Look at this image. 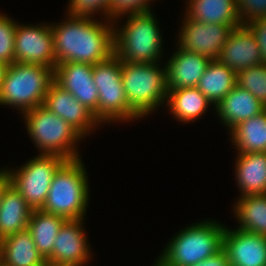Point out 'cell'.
<instances>
[{"label": "cell", "instance_id": "6da1fadb", "mask_svg": "<svg viewBox=\"0 0 266 266\" xmlns=\"http://www.w3.org/2000/svg\"><path fill=\"white\" fill-rule=\"evenodd\" d=\"M66 16L60 23H51L56 65L64 62L95 65L114 54L113 21Z\"/></svg>", "mask_w": 266, "mask_h": 266}, {"label": "cell", "instance_id": "7a4b0ae2", "mask_svg": "<svg viewBox=\"0 0 266 266\" xmlns=\"http://www.w3.org/2000/svg\"><path fill=\"white\" fill-rule=\"evenodd\" d=\"M154 12L126 14L127 21L120 27L114 24V54L130 63H155L164 51V40ZM163 52V53H162Z\"/></svg>", "mask_w": 266, "mask_h": 266}, {"label": "cell", "instance_id": "3957f363", "mask_svg": "<svg viewBox=\"0 0 266 266\" xmlns=\"http://www.w3.org/2000/svg\"><path fill=\"white\" fill-rule=\"evenodd\" d=\"M88 180L82 158L66 160L54 173L41 210L66 219H85L90 199Z\"/></svg>", "mask_w": 266, "mask_h": 266}, {"label": "cell", "instance_id": "277c9868", "mask_svg": "<svg viewBox=\"0 0 266 266\" xmlns=\"http://www.w3.org/2000/svg\"><path fill=\"white\" fill-rule=\"evenodd\" d=\"M202 221L178 231L159 257L170 266H193L221 252L225 224L212 219Z\"/></svg>", "mask_w": 266, "mask_h": 266}, {"label": "cell", "instance_id": "5b68a950", "mask_svg": "<svg viewBox=\"0 0 266 266\" xmlns=\"http://www.w3.org/2000/svg\"><path fill=\"white\" fill-rule=\"evenodd\" d=\"M54 79V67L14 62L7 67L1 84L0 105L21 114L43 105Z\"/></svg>", "mask_w": 266, "mask_h": 266}, {"label": "cell", "instance_id": "8992f818", "mask_svg": "<svg viewBox=\"0 0 266 266\" xmlns=\"http://www.w3.org/2000/svg\"><path fill=\"white\" fill-rule=\"evenodd\" d=\"M22 116L39 154L58 155L66 160L80 159L77 146L83 137L61 117L43 105L24 112Z\"/></svg>", "mask_w": 266, "mask_h": 266}, {"label": "cell", "instance_id": "52a82bcc", "mask_svg": "<svg viewBox=\"0 0 266 266\" xmlns=\"http://www.w3.org/2000/svg\"><path fill=\"white\" fill-rule=\"evenodd\" d=\"M155 63H130L121 60L122 85L128 105L144 119L160 105H166L165 66Z\"/></svg>", "mask_w": 266, "mask_h": 266}, {"label": "cell", "instance_id": "ba28073f", "mask_svg": "<svg viewBox=\"0 0 266 266\" xmlns=\"http://www.w3.org/2000/svg\"><path fill=\"white\" fill-rule=\"evenodd\" d=\"M66 161L58 155L37 154L22 167L5 168L10 182L32 209H41L46 201L54 173Z\"/></svg>", "mask_w": 266, "mask_h": 266}, {"label": "cell", "instance_id": "9c48e42d", "mask_svg": "<svg viewBox=\"0 0 266 266\" xmlns=\"http://www.w3.org/2000/svg\"><path fill=\"white\" fill-rule=\"evenodd\" d=\"M14 55L16 63L55 68L56 57L51 24L24 25L17 22Z\"/></svg>", "mask_w": 266, "mask_h": 266}, {"label": "cell", "instance_id": "30bf717a", "mask_svg": "<svg viewBox=\"0 0 266 266\" xmlns=\"http://www.w3.org/2000/svg\"><path fill=\"white\" fill-rule=\"evenodd\" d=\"M181 29L177 37L181 49L204 55L211 60H217L221 47L227 41L229 33L233 30L230 25L207 24L189 19L183 14Z\"/></svg>", "mask_w": 266, "mask_h": 266}, {"label": "cell", "instance_id": "8fae6325", "mask_svg": "<svg viewBox=\"0 0 266 266\" xmlns=\"http://www.w3.org/2000/svg\"><path fill=\"white\" fill-rule=\"evenodd\" d=\"M85 219H67L57 234L52 254L46 259L49 266H86L92 251L84 232Z\"/></svg>", "mask_w": 266, "mask_h": 266}, {"label": "cell", "instance_id": "7c38bea8", "mask_svg": "<svg viewBox=\"0 0 266 266\" xmlns=\"http://www.w3.org/2000/svg\"><path fill=\"white\" fill-rule=\"evenodd\" d=\"M43 106L55 115L61 117L72 126L83 138L89 136L100 121L94 113L82 105L70 92L64 90L55 81L46 93Z\"/></svg>", "mask_w": 266, "mask_h": 266}, {"label": "cell", "instance_id": "4fadbf2b", "mask_svg": "<svg viewBox=\"0 0 266 266\" xmlns=\"http://www.w3.org/2000/svg\"><path fill=\"white\" fill-rule=\"evenodd\" d=\"M54 81L70 92L98 119V89L93 81V65L79 62L58 63L54 68Z\"/></svg>", "mask_w": 266, "mask_h": 266}, {"label": "cell", "instance_id": "5bb4252c", "mask_svg": "<svg viewBox=\"0 0 266 266\" xmlns=\"http://www.w3.org/2000/svg\"><path fill=\"white\" fill-rule=\"evenodd\" d=\"M217 60L236 73L264 63L255 34L247 25L233 28Z\"/></svg>", "mask_w": 266, "mask_h": 266}, {"label": "cell", "instance_id": "9a60e30c", "mask_svg": "<svg viewBox=\"0 0 266 266\" xmlns=\"http://www.w3.org/2000/svg\"><path fill=\"white\" fill-rule=\"evenodd\" d=\"M223 250L230 266H266V236L225 226Z\"/></svg>", "mask_w": 266, "mask_h": 266}, {"label": "cell", "instance_id": "2e32d148", "mask_svg": "<svg viewBox=\"0 0 266 266\" xmlns=\"http://www.w3.org/2000/svg\"><path fill=\"white\" fill-rule=\"evenodd\" d=\"M177 47L164 64L167 90L196 87L211 59Z\"/></svg>", "mask_w": 266, "mask_h": 266}, {"label": "cell", "instance_id": "e0dca14e", "mask_svg": "<svg viewBox=\"0 0 266 266\" xmlns=\"http://www.w3.org/2000/svg\"><path fill=\"white\" fill-rule=\"evenodd\" d=\"M214 109L230 132L240 122L263 112L266 106L249 91L236 85Z\"/></svg>", "mask_w": 266, "mask_h": 266}, {"label": "cell", "instance_id": "ac0fdd59", "mask_svg": "<svg viewBox=\"0 0 266 266\" xmlns=\"http://www.w3.org/2000/svg\"><path fill=\"white\" fill-rule=\"evenodd\" d=\"M235 180L240 196L266 194V152L237 154Z\"/></svg>", "mask_w": 266, "mask_h": 266}, {"label": "cell", "instance_id": "d6986e66", "mask_svg": "<svg viewBox=\"0 0 266 266\" xmlns=\"http://www.w3.org/2000/svg\"><path fill=\"white\" fill-rule=\"evenodd\" d=\"M0 266H47V263L26 229L1 240Z\"/></svg>", "mask_w": 266, "mask_h": 266}, {"label": "cell", "instance_id": "ffe728a7", "mask_svg": "<svg viewBox=\"0 0 266 266\" xmlns=\"http://www.w3.org/2000/svg\"><path fill=\"white\" fill-rule=\"evenodd\" d=\"M185 16L197 22L224 24L236 28L241 25L236 0H186Z\"/></svg>", "mask_w": 266, "mask_h": 266}, {"label": "cell", "instance_id": "44dd1931", "mask_svg": "<svg viewBox=\"0 0 266 266\" xmlns=\"http://www.w3.org/2000/svg\"><path fill=\"white\" fill-rule=\"evenodd\" d=\"M33 209L11 184L5 189L0 204V240L25 231Z\"/></svg>", "mask_w": 266, "mask_h": 266}, {"label": "cell", "instance_id": "7402d4cb", "mask_svg": "<svg viewBox=\"0 0 266 266\" xmlns=\"http://www.w3.org/2000/svg\"><path fill=\"white\" fill-rule=\"evenodd\" d=\"M167 108L179 123L195 122L213 105L197 87L168 90Z\"/></svg>", "mask_w": 266, "mask_h": 266}, {"label": "cell", "instance_id": "603a6c76", "mask_svg": "<svg viewBox=\"0 0 266 266\" xmlns=\"http://www.w3.org/2000/svg\"><path fill=\"white\" fill-rule=\"evenodd\" d=\"M228 133L236 154L266 152V109L240 122Z\"/></svg>", "mask_w": 266, "mask_h": 266}, {"label": "cell", "instance_id": "cb8c5ba5", "mask_svg": "<svg viewBox=\"0 0 266 266\" xmlns=\"http://www.w3.org/2000/svg\"><path fill=\"white\" fill-rule=\"evenodd\" d=\"M236 85L237 73L218 60H211L196 87L215 108Z\"/></svg>", "mask_w": 266, "mask_h": 266}, {"label": "cell", "instance_id": "d4e9b609", "mask_svg": "<svg viewBox=\"0 0 266 266\" xmlns=\"http://www.w3.org/2000/svg\"><path fill=\"white\" fill-rule=\"evenodd\" d=\"M98 89V120L100 123H122L140 120V116L128 105L123 87ZM121 121V122H120Z\"/></svg>", "mask_w": 266, "mask_h": 266}, {"label": "cell", "instance_id": "484cf974", "mask_svg": "<svg viewBox=\"0 0 266 266\" xmlns=\"http://www.w3.org/2000/svg\"><path fill=\"white\" fill-rule=\"evenodd\" d=\"M67 219L47 213L41 209H33L27 230L31 233L35 246L46 260L51 254L55 238Z\"/></svg>", "mask_w": 266, "mask_h": 266}, {"label": "cell", "instance_id": "4316f807", "mask_svg": "<svg viewBox=\"0 0 266 266\" xmlns=\"http://www.w3.org/2000/svg\"><path fill=\"white\" fill-rule=\"evenodd\" d=\"M232 210L239 223L236 229L266 236V194L240 196Z\"/></svg>", "mask_w": 266, "mask_h": 266}, {"label": "cell", "instance_id": "83f0119b", "mask_svg": "<svg viewBox=\"0 0 266 266\" xmlns=\"http://www.w3.org/2000/svg\"><path fill=\"white\" fill-rule=\"evenodd\" d=\"M237 85L266 106V63L237 72Z\"/></svg>", "mask_w": 266, "mask_h": 266}, {"label": "cell", "instance_id": "f1b7e54d", "mask_svg": "<svg viewBox=\"0 0 266 266\" xmlns=\"http://www.w3.org/2000/svg\"><path fill=\"white\" fill-rule=\"evenodd\" d=\"M93 81L97 88L123 87L121 60L115 55L93 65Z\"/></svg>", "mask_w": 266, "mask_h": 266}, {"label": "cell", "instance_id": "f546056e", "mask_svg": "<svg viewBox=\"0 0 266 266\" xmlns=\"http://www.w3.org/2000/svg\"><path fill=\"white\" fill-rule=\"evenodd\" d=\"M111 3L112 0H69L67 14L72 17L94 18L95 14L101 12L100 15L104 16L102 19L112 21Z\"/></svg>", "mask_w": 266, "mask_h": 266}, {"label": "cell", "instance_id": "4dcf8cb0", "mask_svg": "<svg viewBox=\"0 0 266 266\" xmlns=\"http://www.w3.org/2000/svg\"><path fill=\"white\" fill-rule=\"evenodd\" d=\"M17 22L0 13V62L11 65L15 62L14 44Z\"/></svg>", "mask_w": 266, "mask_h": 266}, {"label": "cell", "instance_id": "1f68e13d", "mask_svg": "<svg viewBox=\"0 0 266 266\" xmlns=\"http://www.w3.org/2000/svg\"><path fill=\"white\" fill-rule=\"evenodd\" d=\"M154 0H112L111 20L113 24H118L119 19L130 13H142L151 11L150 5Z\"/></svg>", "mask_w": 266, "mask_h": 266}, {"label": "cell", "instance_id": "d6a6232c", "mask_svg": "<svg viewBox=\"0 0 266 266\" xmlns=\"http://www.w3.org/2000/svg\"><path fill=\"white\" fill-rule=\"evenodd\" d=\"M241 25L266 18V0H236Z\"/></svg>", "mask_w": 266, "mask_h": 266}, {"label": "cell", "instance_id": "836d02e7", "mask_svg": "<svg viewBox=\"0 0 266 266\" xmlns=\"http://www.w3.org/2000/svg\"><path fill=\"white\" fill-rule=\"evenodd\" d=\"M247 26L255 34L258 46L261 50L262 60L266 63V18L254 20L248 23Z\"/></svg>", "mask_w": 266, "mask_h": 266}, {"label": "cell", "instance_id": "e575fe53", "mask_svg": "<svg viewBox=\"0 0 266 266\" xmlns=\"http://www.w3.org/2000/svg\"><path fill=\"white\" fill-rule=\"evenodd\" d=\"M193 266H230L226 252L222 250L217 255L207 258Z\"/></svg>", "mask_w": 266, "mask_h": 266}, {"label": "cell", "instance_id": "d590c367", "mask_svg": "<svg viewBox=\"0 0 266 266\" xmlns=\"http://www.w3.org/2000/svg\"><path fill=\"white\" fill-rule=\"evenodd\" d=\"M11 184L8 172L3 167L0 168V204L5 189Z\"/></svg>", "mask_w": 266, "mask_h": 266}, {"label": "cell", "instance_id": "8d00e7d4", "mask_svg": "<svg viewBox=\"0 0 266 266\" xmlns=\"http://www.w3.org/2000/svg\"><path fill=\"white\" fill-rule=\"evenodd\" d=\"M8 65L0 62V88Z\"/></svg>", "mask_w": 266, "mask_h": 266}, {"label": "cell", "instance_id": "74e56055", "mask_svg": "<svg viewBox=\"0 0 266 266\" xmlns=\"http://www.w3.org/2000/svg\"><path fill=\"white\" fill-rule=\"evenodd\" d=\"M155 263H153V266H170L165 261H163L159 256L156 258Z\"/></svg>", "mask_w": 266, "mask_h": 266}]
</instances>
